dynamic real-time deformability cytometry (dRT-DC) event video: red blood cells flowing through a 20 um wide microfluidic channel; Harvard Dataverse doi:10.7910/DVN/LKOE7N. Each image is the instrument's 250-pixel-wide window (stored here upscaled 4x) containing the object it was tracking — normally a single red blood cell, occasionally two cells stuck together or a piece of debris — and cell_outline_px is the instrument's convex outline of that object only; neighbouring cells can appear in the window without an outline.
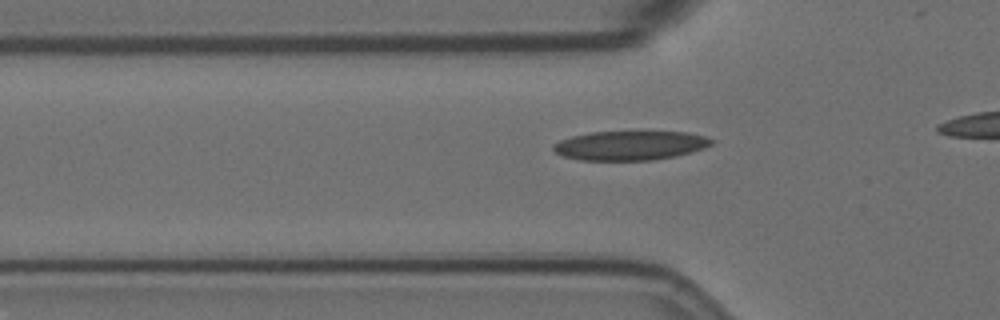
{"species": "Egyptian fruit bat (a non-hibernating species)", "species_latin": "Rousettus aegyptiacus", "temperature_condition": "room temperature", "stored_images_in_passage": 17, "camera_frame_rate_fps": 3000, "um_per_image_px": 0.085, "animal": {"sex": "female"}, "frame": {"image": 1, "passage_image": 7, "time_ms": 2.0, "image_size_px": [1000, 320], "cell_outline_px": [[716, 140], [712, 144], [704, 148], [692, 152], [676, 156], [652, 160], [580, 160], [564, 156], [556, 152], [552, 148], [552, 144], [560, 140], [572, 136], [592, 132], [688, 132], [704, 136]], "centroid_in_image_um": [53.58, 12.37], "position_along_channel_um": 72.2, "area_um2": 26.93}}
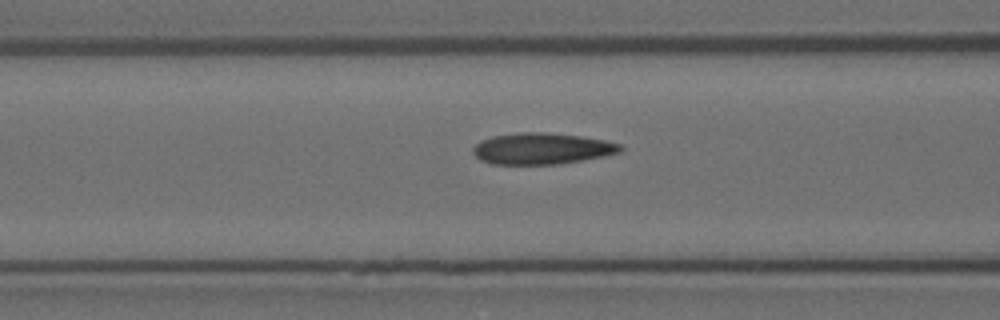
{"frame": {"image": 2, "passage_image": 11, "time_ms": 3.333, "image_size_px": [1000, 320], "cell_outline_px": [[624, 148], [620, 152], [604, 156], [560, 164], [492, 164], [480, 160], [472, 152], [472, 148], [480, 140], [492, 136], [520, 132], [544, 132], [580, 136], [604, 140], [620, 144]], "centroid_in_image_um": [46.03, 12.63], "position_along_channel_um": 120.6, "area_um2": 26.93}}
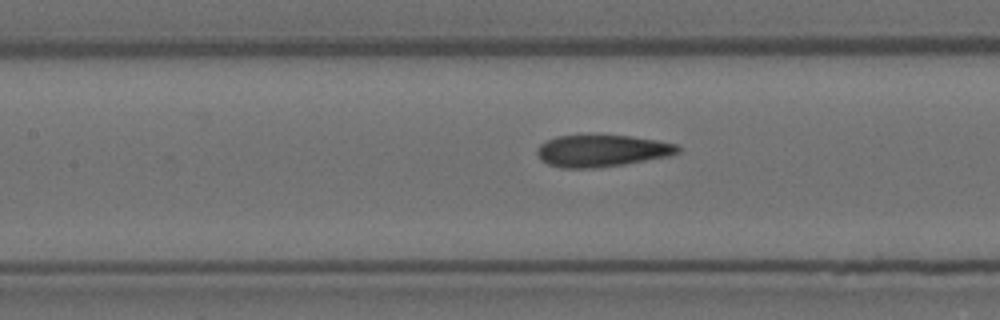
{"frame": {"image": 3, "passage_image": 14, "time_ms": 4.333, "image_size_px": [1000, 320], "cell_outline_px": [[680, 152], [672, 156], [624, 164], [596, 168], [560, 168], [548, 164], [540, 160], [536, 152], [540, 144], [556, 136], [632, 136], [656, 140], [676, 144], [680, 148]], "centroid_in_image_um": [51.17, 12.83], "position_along_channel_um": 156.2, "area_um2": 26.13}}